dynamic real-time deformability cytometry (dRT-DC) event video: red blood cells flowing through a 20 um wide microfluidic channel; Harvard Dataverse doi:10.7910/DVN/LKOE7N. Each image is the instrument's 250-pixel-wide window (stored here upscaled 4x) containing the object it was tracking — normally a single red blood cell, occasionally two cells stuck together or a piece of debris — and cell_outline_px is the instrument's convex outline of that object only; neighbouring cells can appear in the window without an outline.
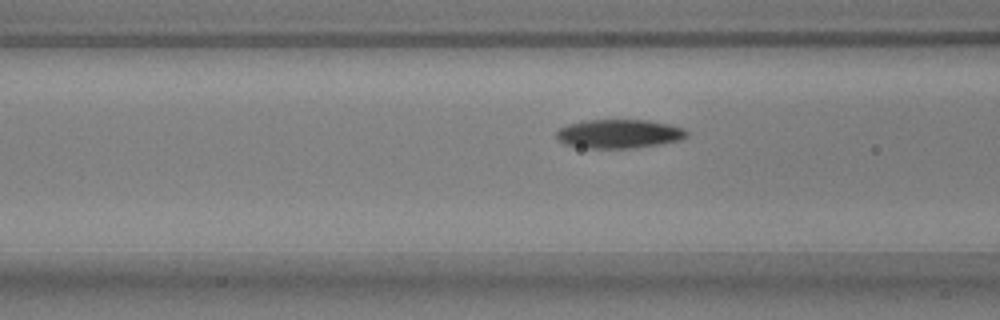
{"species": "common noctule bat (a hibernating species)", "species_latin": "Nyctalus noctula", "temperature_condition": "warm", "stored_images_in_passage": 20, "camera_frame_rate_fps": 3000, "um_per_image_px": 0.085, "animal": {"sex": "male", "body_mass_g": 17.9, "forearm_length_mm": 54.2}, "frame": {"image": 1, "passage_image": 17, "time_ms": 5.333, "image_size_px": [1000, 320], "cell_outline_px": [[688, 136], [680, 140], [660, 144], [632, 148], [588, 148], [564, 144], [556, 136], [556, 132], [560, 128], [568, 124], [588, 120], [648, 120], [668, 124], [684, 128], [688, 132]], "centroid_in_image_um": [52.64, 11.37], "position_along_channel_um": 114.0, "area_um2": 21.85}}